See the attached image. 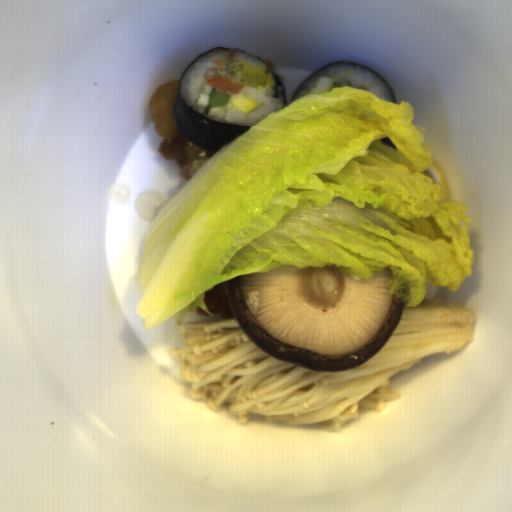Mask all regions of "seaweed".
Here are the masks:
<instances>
[{"label": "seaweed", "mask_w": 512, "mask_h": 512, "mask_svg": "<svg viewBox=\"0 0 512 512\" xmlns=\"http://www.w3.org/2000/svg\"><path fill=\"white\" fill-rule=\"evenodd\" d=\"M218 50H238L254 56L264 63L275 77V93L287 106L286 90L266 61L256 54L233 47H217L200 54L181 73L178 78L174 103L173 121L179 133L198 148L206 149L213 154L219 153L235 139L246 133L252 126H236L219 123L190 107L180 93L181 81L188 69L201 57Z\"/></svg>", "instance_id": "seaweed-1"}, {"label": "seaweed", "mask_w": 512, "mask_h": 512, "mask_svg": "<svg viewBox=\"0 0 512 512\" xmlns=\"http://www.w3.org/2000/svg\"><path fill=\"white\" fill-rule=\"evenodd\" d=\"M337 64H353V65H356V66H359V67H362V68H365V69H368L369 71H371L372 73H374L376 76H378L379 78H381L383 80V82L385 83V85L387 86V88L389 89L390 93H391V96H392V100L393 102H395L396 104H398L396 98H395V94H394V90H393V87L391 86V84L387 81V79L385 77H383L382 75H380L379 73H377L376 71H374L373 69H371L370 67H367V66H364V65H361V64H358V63H355V62H352V61H333V62H328L326 63L325 65H323L322 67H320L319 69H317L316 71H314L312 74H310L309 76H307L304 81L300 84V86L297 88L294 96H293V99H292V102L295 101V100H298V97L300 95V93L302 92L303 88L305 87L306 83L312 78L314 77L318 72L330 67V66H334V65H337ZM399 105V104H398Z\"/></svg>", "instance_id": "seaweed-2"}]
</instances>
